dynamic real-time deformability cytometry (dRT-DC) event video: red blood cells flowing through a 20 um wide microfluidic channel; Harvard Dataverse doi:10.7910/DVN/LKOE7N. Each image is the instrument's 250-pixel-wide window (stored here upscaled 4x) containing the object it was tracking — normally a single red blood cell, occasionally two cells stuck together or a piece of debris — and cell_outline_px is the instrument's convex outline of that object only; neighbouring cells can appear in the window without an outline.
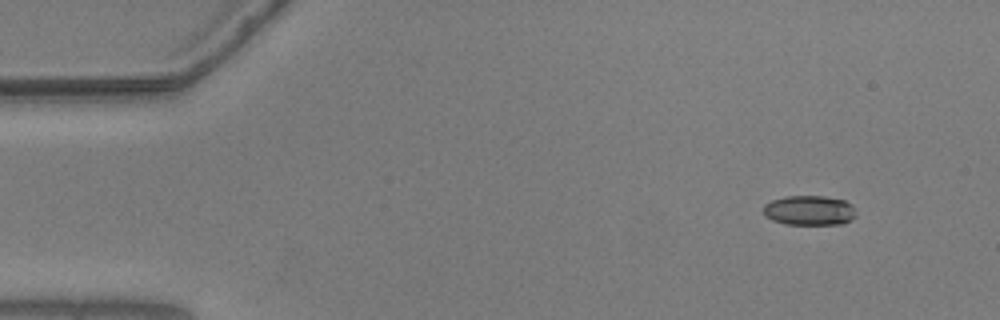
{"species": "common noctule bat (a hibernating species)", "species_latin": "Nyctalus noctula", "temperature_condition": "warm", "stored_images_in_passage": 52, "camera_frame_rate_fps": 3000, "um_per_image_px": 0.085, "animal": {"sex": "male", "body_mass_g": 20.5, "forearm_length_mm": 52.5}, "frame": {"image": 1, "passage_image": 1, "time_ms": 0.0, "image_size_px": [1000, 320], "cell_outline_px": [[856, 216], [852, 220], [844, 224], [784, 224], [772, 220], [764, 216], [764, 204], [772, 200], [784, 196], [824, 196], [844, 200], [852, 204]], "centroid_in_image_um": [68.8, 17.89], "position_along_channel_um": 16.2, "area_um2": 16.24}}
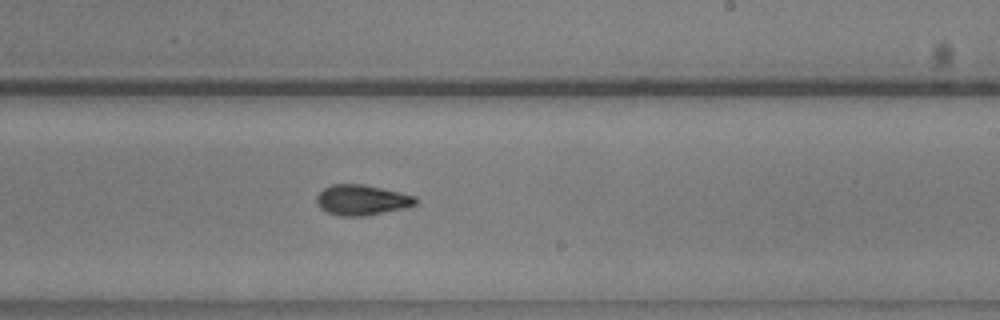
{"frame": {"image": 2, "passage_image": 29, "time_ms": 9.333, "image_size_px": [1000, 320], "cell_outline_px": [[416, 204], [404, 208], [364, 216], [340, 216], [328, 212], [320, 208], [316, 200], [316, 196], [324, 188], [332, 184], [364, 184], [416, 196]], "centroid_in_image_um": [30.73, 16.99], "position_along_channel_um": 258.3, "area_um2": 17.4}}
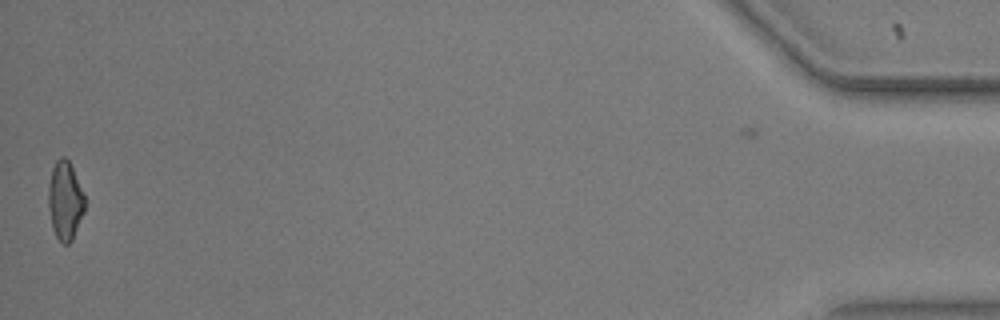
{"frame": {"image": 3, "passage_image": 51, "time_ms": 16.667, "image_size_px": [1000, 320], "cell_outline_px": [[84, 212], [72, 240], [68, 244], [64, 244], [56, 236], [52, 228], [48, 208], [48, 184], [52, 168], [56, 160], [60, 156], [64, 156], [68, 160], [72, 168], [84, 196]], "centroid_in_image_um": [5.5, 17.05], "position_along_channel_um": 429.7, "area_um2": 16.53}, "authors_computed_cell_mechanics": {"area_um2": 16.8198, "velocity_mm_per_s": 3.658, "shape_relaxation_time_tau1_ms": 4.1486, "shape_relaxation_time_tau2_ms": 3.8472, "deformation_change_tau1": 0.1582, "deformation_change_tau2": 0.1103}}